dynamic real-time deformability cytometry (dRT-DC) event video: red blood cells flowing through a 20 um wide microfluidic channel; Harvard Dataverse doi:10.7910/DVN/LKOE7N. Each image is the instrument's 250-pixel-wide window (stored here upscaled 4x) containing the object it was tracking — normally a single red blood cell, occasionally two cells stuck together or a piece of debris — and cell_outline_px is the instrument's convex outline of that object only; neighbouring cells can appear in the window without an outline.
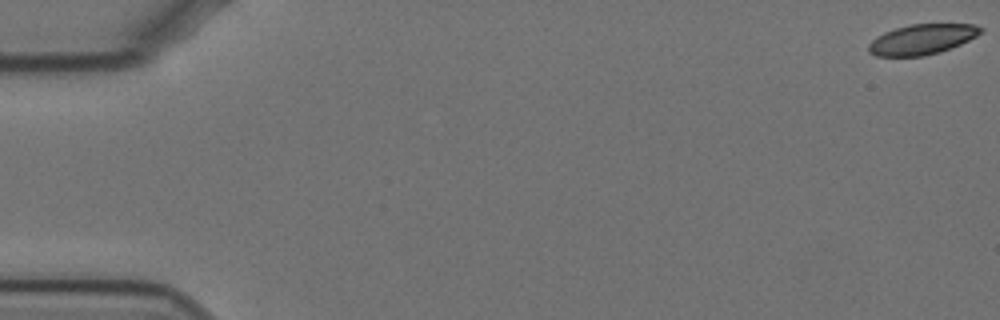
{"species": "Egyptian fruit bat (a non-hibernating species)", "species_latin": "Rousettus aegyptiacus", "temperature_condition": "cold", "stored_images_in_passage": 59, "camera_frame_rate_fps": 3000, "um_per_image_px": 0.085, "animal": {"sex": "female"}, "frame": {"image": 1, "passage_image": 1, "time_ms": 0.0, "image_size_px": [1000, 320], "cell_outline_px": [[984, 32], [960, 44], [940, 52], [924, 56], [876, 56], [868, 52], [868, 44], [876, 36], [884, 32], [908, 24], [972, 24], [984, 28]], "centroid_in_image_um": [78.36, 3.34], "position_along_channel_um": 6.6, "area_um2": 19.83}}
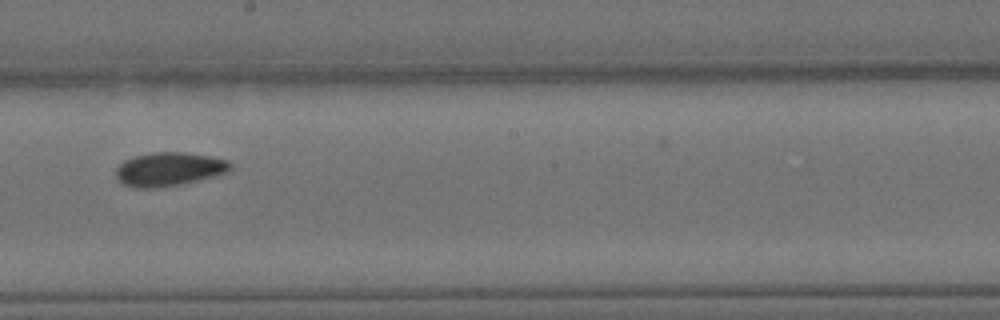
{"frame": {"image": 2, "passage_image": 34, "time_ms": 11.0, "image_size_px": [1000, 320], "cell_outline_px": [[232, 168], [228, 172], [216, 176], [180, 184], [156, 188], [136, 188], [124, 184], [116, 176], [116, 168], [124, 160], [136, 156], [152, 152], [184, 152], [208, 156], [228, 160], [232, 164]], "centroid_in_image_um": [14.39, 14.38], "position_along_channel_um": 233.8, "area_um2": 22.43}}
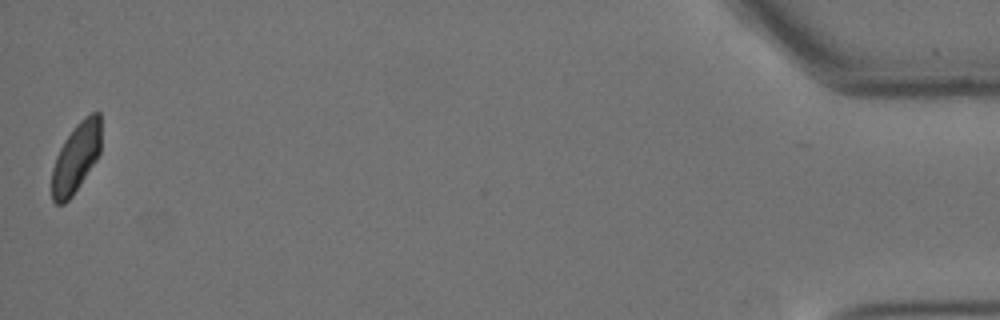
{"frame": {"image": 3, "passage_image": 59, "time_ms": 19.333, "image_size_px": [1000, 320], "cell_outline_px": [[100, 152], [96, 160], [72, 196], [64, 204], [56, 204], [52, 200], [52, 168], [56, 156], [64, 140], [76, 124], [84, 116], [92, 112], [100, 112]], "centroid_in_image_um": [6.45, 13.39], "position_along_channel_um": 428.7, "area_um2": 19.88}, "authors_computed_cell_mechanics": {"area_um2": 21.4438, "velocity_mm_per_s": 3.4514, "shape_relaxation_time_tau1_ms": 5.7803, "shape_relaxation_time_tau2_ms": null, "deformation_change_tau1": 0.106, "deformation_change_tau2": null}}